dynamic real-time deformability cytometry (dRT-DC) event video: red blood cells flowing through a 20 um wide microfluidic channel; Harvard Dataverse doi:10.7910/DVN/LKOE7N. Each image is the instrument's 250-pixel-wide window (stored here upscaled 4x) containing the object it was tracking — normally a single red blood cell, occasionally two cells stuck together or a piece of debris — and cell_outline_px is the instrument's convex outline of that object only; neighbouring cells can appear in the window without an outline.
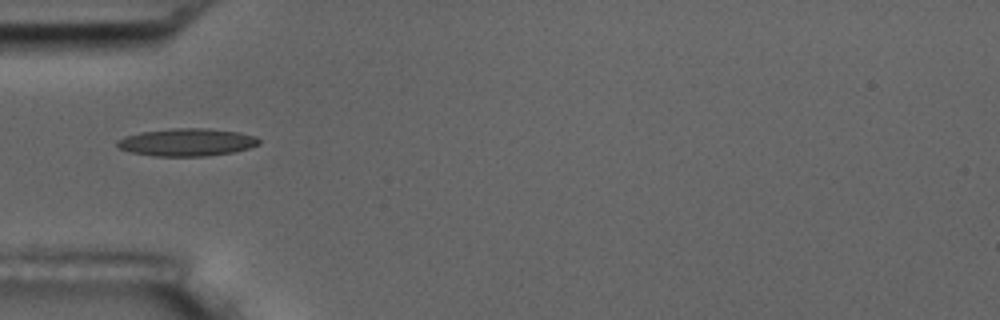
{"species": "common noctule bat (a hibernating species)", "species_latin": "Nyctalus noctula", "temperature_condition": "room temperature", "stored_images_in_passage": 39, "camera_frame_rate_fps": 3000, "um_per_image_px": 0.085, "animal": {"sex": "male", "body_mass_g": 17.5, "forearm_length_mm": 52.3}, "frame": {"image": 1, "passage_image": 1, "time_ms": 0.0, "image_size_px": [1000, 320], "cell_outline_px": [[260, 144], [248, 148], [232, 152], [208, 156], [152, 156], [132, 152], [120, 148], [116, 144], [116, 140], [124, 136], [140, 132], [176, 128], [208, 128], [240, 132], [256, 136], [260, 140]], "centroid_in_image_um": [15.89, 12.08], "position_along_channel_um": 69.1, "area_um2": 22.89}}
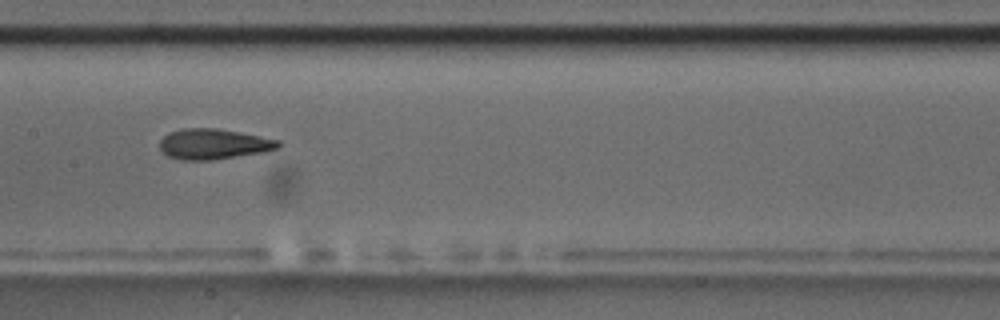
{"frame": {"image": 2, "passage_image": 11, "time_ms": 3.333, "image_size_px": [1000, 320], "cell_outline_px": [[280, 148], [264, 152], [212, 160], [180, 160], [168, 156], [160, 148], [160, 140], [164, 136], [172, 132], [184, 128], [216, 128], [280, 140]], "centroid_in_image_um": [18.17, 12.25], "position_along_channel_um": 189.2, "area_um2": 20.87}}
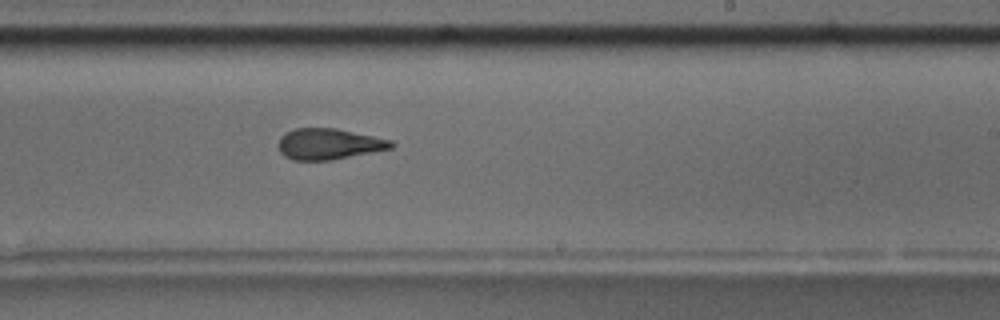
{"frame": {"image": 3, "passage_image": 17, "time_ms": 5.333, "image_size_px": [1000, 320], "cell_outline_px": [[396, 144], [392, 148], [332, 160], [292, 160], [284, 156], [280, 152], [276, 144], [280, 136], [284, 132], [296, 128], [336, 128], [392, 140]], "centroid_in_image_um": [27.91, 12.23], "position_along_channel_um": 261.1, "area_um2": 20.58}, "authors_computed_cell_mechanics": {"area_um2": 20.8658, "velocity_mm_per_s": 3.6059, "shape_relaxation_time_tau1_ms": 4.4013, "shape_relaxation_time_tau2_ms": 2.1956, "deformation_change_tau1": 0.1799, "deformation_change_tau2": 0.1188}}